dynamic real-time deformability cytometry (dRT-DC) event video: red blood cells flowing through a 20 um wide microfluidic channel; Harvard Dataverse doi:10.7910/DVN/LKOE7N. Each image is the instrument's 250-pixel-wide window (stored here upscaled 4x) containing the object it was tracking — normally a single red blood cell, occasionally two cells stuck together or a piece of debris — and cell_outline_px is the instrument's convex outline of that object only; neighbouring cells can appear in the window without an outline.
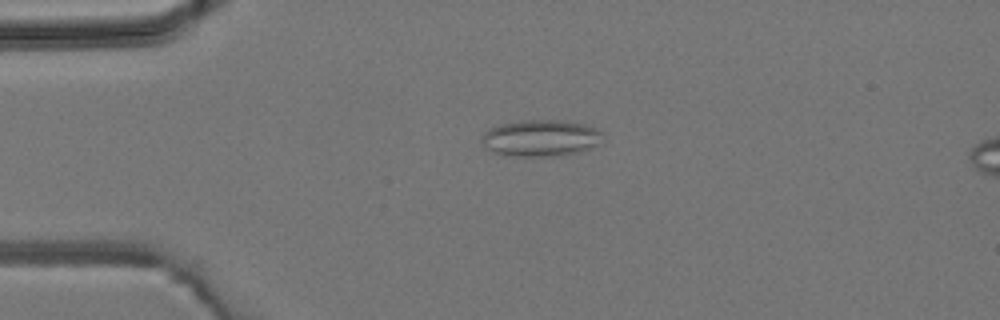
{"species": "common noctule bat (a hibernating species)", "species_latin": "Nyctalus noctula", "temperature_condition": "room temperature", "stored_images_in_passage": 5, "camera_frame_rate_fps": 3000, "um_per_image_px": 0.085, "animal": {"sex": "male", "body_mass_g": 19.2, "forearm_length_mm": 51.8}, "frame": {"image": 1, "passage_image": 3, "time_ms": 2.333, "image_size_px": [1000, 320], "cell_outline_px": [[604, 144], [580, 152], [560, 156], [508, 156], [484, 148], [480, 136], [488, 128], [496, 124], [524, 120], [556, 120], [584, 124], [596, 128], [604, 132]], "centroid_in_image_um": [46.0, 11.74], "position_along_channel_um": 39.0, "area_um2": 26.53}}